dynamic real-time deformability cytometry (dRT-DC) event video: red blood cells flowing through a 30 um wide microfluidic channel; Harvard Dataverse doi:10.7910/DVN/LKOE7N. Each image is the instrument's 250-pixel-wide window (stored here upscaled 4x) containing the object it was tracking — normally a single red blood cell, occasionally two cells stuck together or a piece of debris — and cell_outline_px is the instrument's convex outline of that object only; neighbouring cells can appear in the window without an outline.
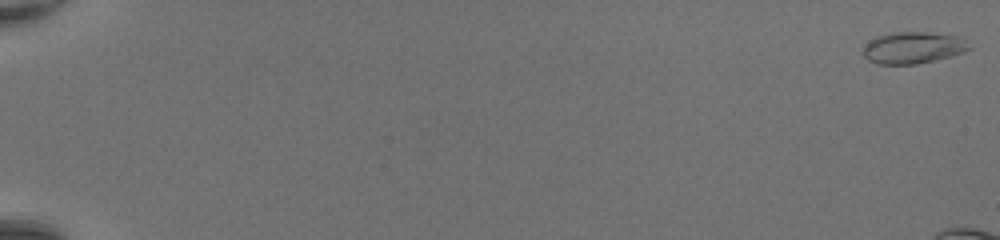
{"species": "common noctule bat (a hibernating species)", "species_latin": "Nyctalus noctula", "temperature_condition": "room temperature", "stored_images_in_passage": 12, "camera_frame_rate_fps": 3000, "um_per_image_px": 0.085, "animal": {"sex": "female", "body_mass_g": 20.0, "forearm_length_mm": 54.0}, "frame": {"image": 1, "passage_image": 1, "time_ms": 0.0, "image_size_px": [1000, 240], "cell_outline_px": [[972, 48], [964, 52], [916, 64], [876, 64], [868, 60], [864, 56], [864, 44], [868, 40], [876, 36], [888, 32], [928, 32], [956, 36], [964, 40]], "centroid_in_image_um": [77.54, 4.04], "position_along_channel_um": 7.5, "area_um2": 19.54}}